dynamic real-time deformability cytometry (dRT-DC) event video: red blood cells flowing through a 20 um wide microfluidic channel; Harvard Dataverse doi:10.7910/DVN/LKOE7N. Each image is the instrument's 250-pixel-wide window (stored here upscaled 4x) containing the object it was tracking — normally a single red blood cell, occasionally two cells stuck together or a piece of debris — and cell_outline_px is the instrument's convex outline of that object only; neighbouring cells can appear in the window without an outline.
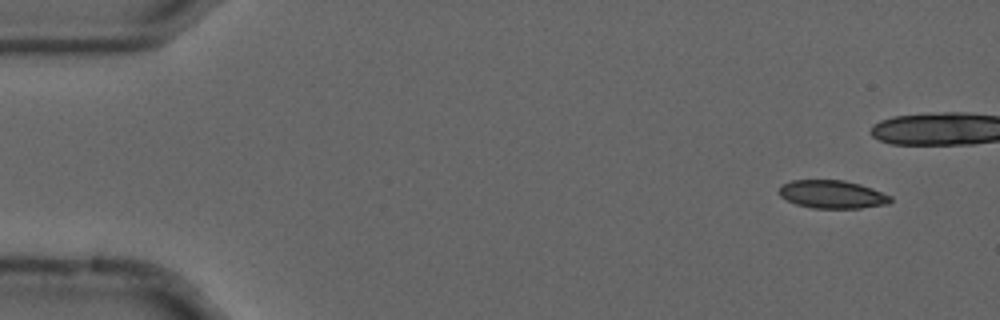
{"species": "common noctule bat (a hibernating species)", "species_latin": "Nyctalus noctula", "temperature_condition": "cold", "stored_images_in_passage": 40, "camera_frame_rate_fps": 3000, "um_per_image_px": 0.085, "animal": {"sex": "male", "forearm_length_mm": 52.5}, "frame": {"image": 1, "passage_image": 1, "time_ms": 0.0, "image_size_px": [1000, 320], "cell_outline_px": [[892, 200], [888, 204], [860, 208], [812, 208], [796, 204], [780, 196], [780, 188], [784, 184], [792, 180], [844, 180], [860, 184], [872, 188], [892, 196]], "centroid_in_image_um": [70.78, 16.52], "position_along_channel_um": 14.2, "area_um2": 18.15}}